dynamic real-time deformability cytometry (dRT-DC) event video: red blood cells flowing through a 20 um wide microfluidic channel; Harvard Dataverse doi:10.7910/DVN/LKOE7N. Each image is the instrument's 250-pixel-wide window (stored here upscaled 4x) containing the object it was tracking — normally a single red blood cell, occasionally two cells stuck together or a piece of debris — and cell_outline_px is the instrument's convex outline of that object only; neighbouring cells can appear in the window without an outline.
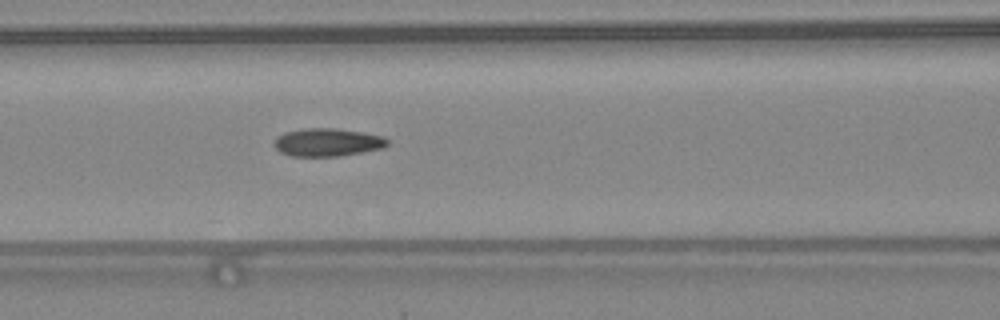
{"species": "common noctule bat (a hibernating species)", "species_latin": "Nyctalus noctula", "temperature_condition": "warm", "stored_images_in_passage": 49, "camera_frame_rate_fps": 3000, "um_per_image_px": 0.085, "animal": {"sex": "female", "body_mass_g": 24.6, "forearm_length_mm": 56.2}, "frame": {"image": 1, "passage_image": 22, "time_ms": 7.0, "image_size_px": [1000, 320], "cell_outline_px": [[388, 144], [384, 148], [340, 156], [292, 156], [280, 152], [272, 144], [276, 136], [284, 132], [308, 128], [336, 128], [364, 132], [384, 136], [388, 140]], "centroid_in_image_um": [27.83, 12.09], "position_along_channel_um": 138.8, "area_um2": 18.67}}
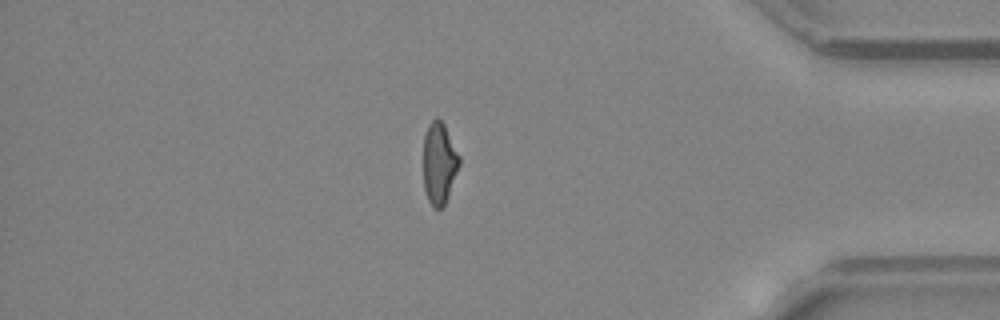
{"frame": {"image": 2, "passage_image": 42, "time_ms": 13.667, "image_size_px": [1000, 320], "cell_outline_px": [[460, 164], [444, 208], [432, 208], [424, 192], [424, 136], [428, 124], [436, 116], [444, 124], [460, 156]], "centroid_in_image_um": [37.33, 13.9], "position_along_channel_um": 397.9, "area_um2": 17.28}, "authors_computed_cell_mechanics": {"area_um2": 17.629, "velocity_mm_per_s": 4.3773, "shape_relaxation_time_tau1_ms": null, "shape_relaxation_time_tau2_ms": 1.8099, "deformation_change_tau1": null, "deformation_change_tau2": 0.093}}